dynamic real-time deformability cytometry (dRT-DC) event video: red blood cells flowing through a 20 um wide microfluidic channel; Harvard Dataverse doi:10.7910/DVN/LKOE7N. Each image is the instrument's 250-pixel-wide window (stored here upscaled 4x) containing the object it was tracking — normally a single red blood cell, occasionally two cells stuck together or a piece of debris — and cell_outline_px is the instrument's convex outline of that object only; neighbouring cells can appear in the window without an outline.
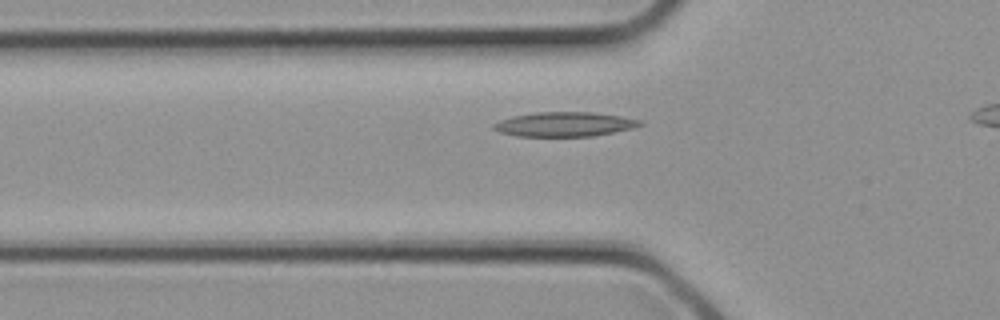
{"species": "common noctule bat (a hibernating species)", "species_latin": "Nyctalus noctula", "temperature_condition": "cold", "stored_images_in_passage": 4, "camera_frame_rate_fps": 3000, "um_per_image_px": 0.085, "animal": {"sex": "female", "body_mass_g": 21.9}, "frame": {"image": 1, "passage_image": 4, "time_ms": 1.0, "image_size_px": [1000, 320], "cell_outline_px": [[644, 124], [632, 128], [592, 136], [516, 136], [500, 132], [492, 128], [492, 124], [500, 120], [512, 116], [536, 112], [592, 112], [620, 116], [644, 120]], "centroid_in_image_um": [47.98, 10.55], "position_along_channel_um": 77.8, "area_um2": 20.87}}